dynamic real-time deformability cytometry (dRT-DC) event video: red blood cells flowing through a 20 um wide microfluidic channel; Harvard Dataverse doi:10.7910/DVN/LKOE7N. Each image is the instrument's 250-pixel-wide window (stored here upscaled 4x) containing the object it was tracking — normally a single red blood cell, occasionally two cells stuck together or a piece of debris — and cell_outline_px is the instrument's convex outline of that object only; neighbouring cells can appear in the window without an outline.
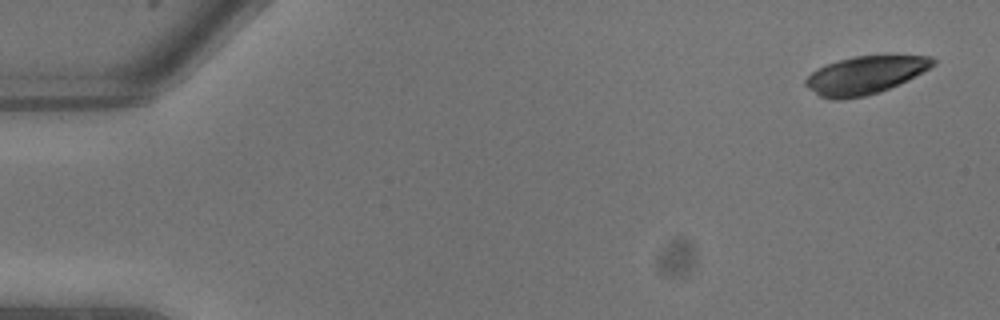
{"species": "common noctule bat (a hibernating species)", "species_latin": "Nyctalus noctula", "temperature_condition": "warm", "stored_images_in_passage": 7, "camera_frame_rate_fps": 3000, "um_per_image_px": 0.085, "animal": {"sex": "male", "body_mass_g": 13.3}, "frame": {"image": 1, "passage_image": 1, "time_ms": 0.0, "image_size_px": [1000, 320], "cell_outline_px": [[936, 64], [908, 80], [900, 84], [880, 92], [864, 96], [840, 100], [832, 100], [820, 96], [808, 88], [804, 84], [804, 80], [816, 68], [824, 64], [856, 56], [932, 56], [936, 60]], "centroid_in_image_um": [73.51, 6.4], "position_along_channel_um": 11.5, "area_um2": 28.09}}
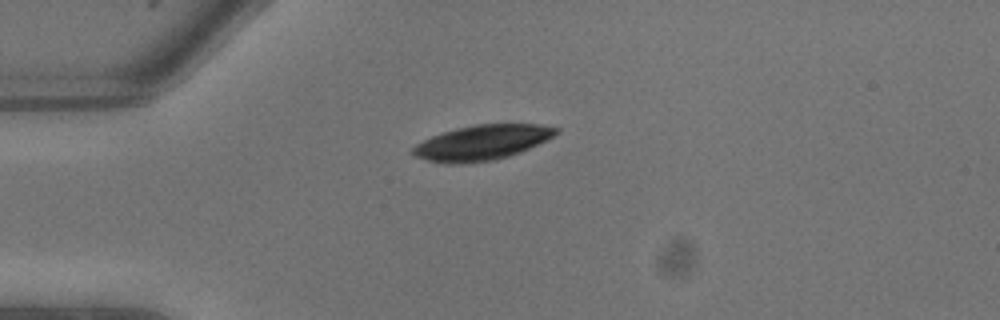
{"frame": {"image": 2, "passage_image": 6, "time_ms": 1.667, "image_size_px": [1000, 320], "cell_outline_px": [[560, 132], [520, 152], [508, 156], [492, 160], [464, 164], [444, 164], [428, 160], [416, 156], [408, 152], [416, 144], [432, 136], [456, 128], [476, 124], [540, 124], [560, 128]], "centroid_in_image_um": [40.94, 12.12], "position_along_channel_um": 44.1, "area_um2": 29.07}}